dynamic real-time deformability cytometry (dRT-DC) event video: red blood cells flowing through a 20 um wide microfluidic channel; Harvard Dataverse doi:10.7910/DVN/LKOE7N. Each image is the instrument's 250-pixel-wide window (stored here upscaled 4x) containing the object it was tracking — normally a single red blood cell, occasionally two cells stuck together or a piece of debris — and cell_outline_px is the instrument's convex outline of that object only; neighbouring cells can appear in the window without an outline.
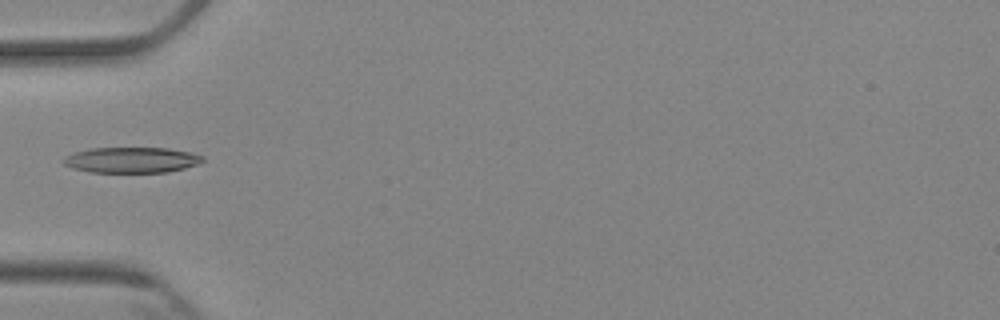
{"species": "Egyptian fruit bat (a non-hibernating species)", "species_latin": "Rousettus aegyptiacus", "temperature_condition": "cold", "stored_images_in_passage": 6, "camera_frame_rate_fps": 3000, "um_per_image_px": 0.085, "animal": {"sex": "female"}, "frame": {"image": 1, "passage_image": 5, "time_ms": 5.333, "image_size_px": [1000, 320], "cell_outline_px": [[204, 160], [200, 164], [168, 172], [88, 172], [72, 168], [64, 164], [60, 160], [64, 156], [76, 152], [92, 148], [168, 148], [192, 152], [204, 156]], "centroid_in_image_um": [11.2, 13.6], "position_along_channel_um": 73.8, "area_um2": 20.98}}
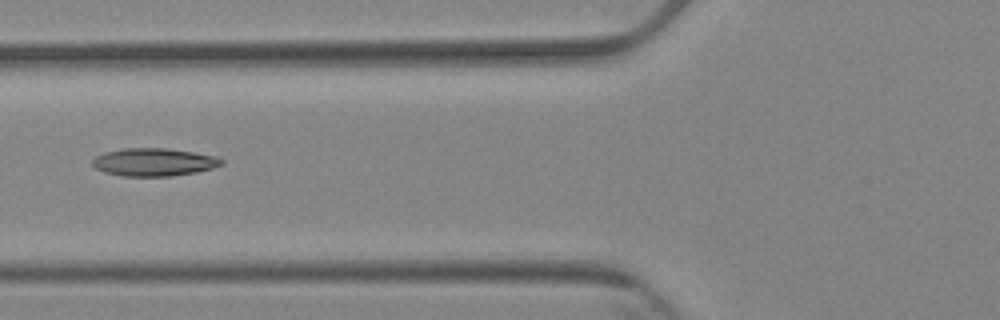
{"frame": {"image": 2, "passage_image": 6, "time_ms": 6.333, "image_size_px": [1000, 320], "cell_outline_px": [[224, 164], [212, 168], [196, 172], [172, 176], [124, 176], [104, 172], [96, 168], [92, 164], [92, 160], [96, 156], [104, 152], [124, 148], [168, 148], [216, 156], [224, 160]], "centroid_in_image_um": [13.09, 13.77], "position_along_channel_um": 112.7, "area_um2": 20.98}}